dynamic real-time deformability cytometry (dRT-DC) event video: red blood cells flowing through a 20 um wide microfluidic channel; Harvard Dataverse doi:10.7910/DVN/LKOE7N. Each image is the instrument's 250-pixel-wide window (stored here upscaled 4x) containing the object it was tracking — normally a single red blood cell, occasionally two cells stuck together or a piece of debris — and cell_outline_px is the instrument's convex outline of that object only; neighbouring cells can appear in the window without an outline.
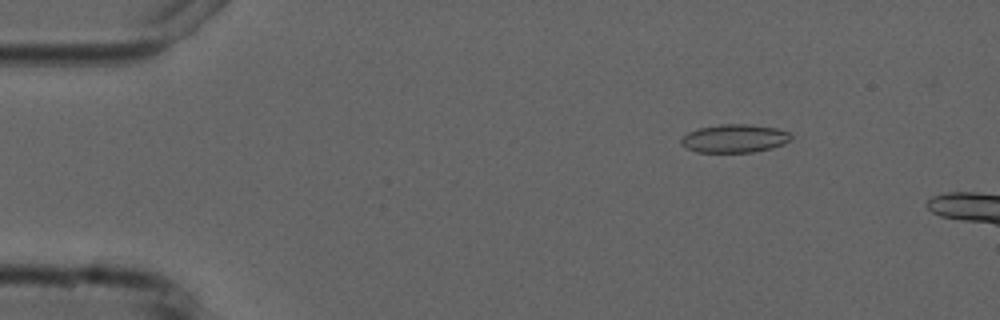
{"species": "common noctule bat (a hibernating species)", "species_latin": "Nyctalus noctula", "temperature_condition": "cold", "stored_images_in_passage": 5, "camera_frame_rate_fps": 3000, "um_per_image_px": 0.085, "animal": {"sex": "male", "forearm_length_mm": 52.5}, "frame": {"image": 1, "passage_image": 3, "time_ms": 2.333, "image_size_px": [1000, 320], "cell_outline_px": [[792, 136], [784, 144], [772, 148], [752, 152], [696, 152], [680, 144], [680, 140], [688, 132], [700, 128], [720, 124], [748, 124], [776, 128], [788, 132]], "centroid_in_image_um": [62.42, 11.77], "position_along_channel_um": 22.6, "area_um2": 17.98}}